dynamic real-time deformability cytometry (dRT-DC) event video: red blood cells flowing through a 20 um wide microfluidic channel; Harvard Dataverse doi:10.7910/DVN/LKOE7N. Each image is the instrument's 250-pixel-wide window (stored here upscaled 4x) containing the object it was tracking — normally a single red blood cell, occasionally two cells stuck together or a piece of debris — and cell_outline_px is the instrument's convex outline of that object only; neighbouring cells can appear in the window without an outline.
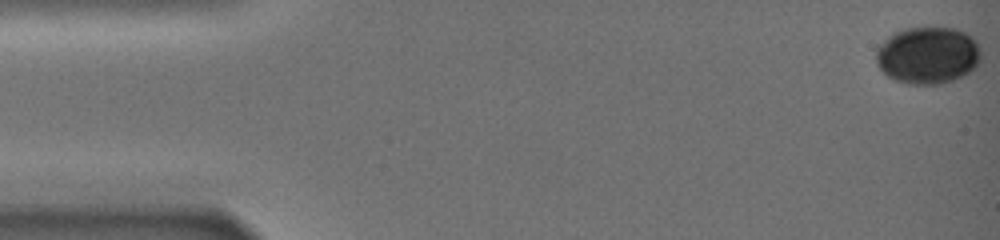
{"species": "common noctule bat (a hibernating species)", "species_latin": "Nyctalus noctula", "temperature_condition": "warm", "stored_images_in_passage": 59, "camera_frame_rate_fps": 3000, "um_per_image_px": 0.085, "animal": {"sex": "female", "body_mass_g": 19.0, "forearm_length_mm": 51.5}, "frame": {"image": 1, "passage_image": 1, "time_ms": 0.0, "image_size_px": [1000, 240], "cell_outline_px": [[980, 60], [976, 68], [952, 80], [940, 84], [908, 84], [896, 80], [888, 76], [876, 64], [876, 48], [892, 32], [904, 28], [956, 28], [972, 36], [980, 44]], "centroid_in_image_um": [78.86, 4.68], "position_along_channel_um": 6.1, "area_um2": 35.14}}